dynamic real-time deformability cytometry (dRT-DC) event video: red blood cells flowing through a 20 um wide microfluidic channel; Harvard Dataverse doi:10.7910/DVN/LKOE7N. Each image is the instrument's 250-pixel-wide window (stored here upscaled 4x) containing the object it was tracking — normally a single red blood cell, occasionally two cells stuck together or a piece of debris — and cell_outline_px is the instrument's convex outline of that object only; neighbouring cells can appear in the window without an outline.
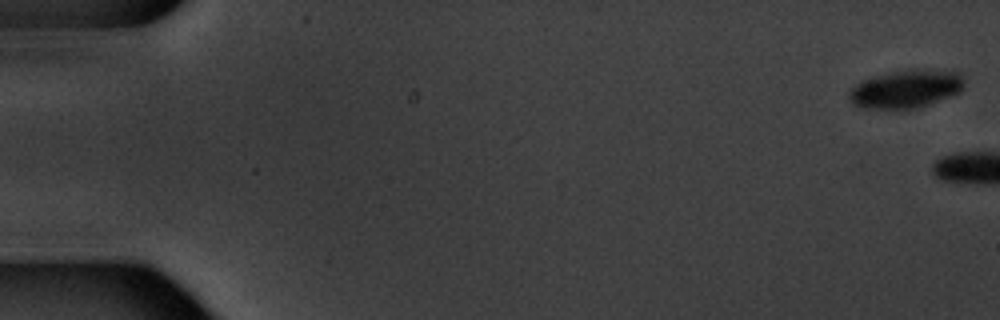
{"species": "common noctule bat (a hibernating species)", "species_latin": "Nyctalus noctula", "temperature_condition": "warm", "stored_images_in_passage": 8, "segment_of_instrument_passage": [1, 2], "camera_frame_rate_fps": 3000, "um_per_image_px": 0.085, "animal": {"sex": "male", "body_mass_g": 20.1, "forearm_length_mm": 53.5}, "frame": {"image": 1, "passage_image": 1, "time_ms": 0.0, "image_size_px": [1000, 320], "cell_outline_px": [[964, 84], [960, 92], [916, 108], [864, 108], [852, 104], [848, 100], [848, 92], [860, 80], [888, 72], [908, 68], [928, 68], [960, 72], [964, 80]], "centroid_in_image_um": [76.99, 7.51], "position_along_channel_um": 8.0, "area_um2": 25.89}}
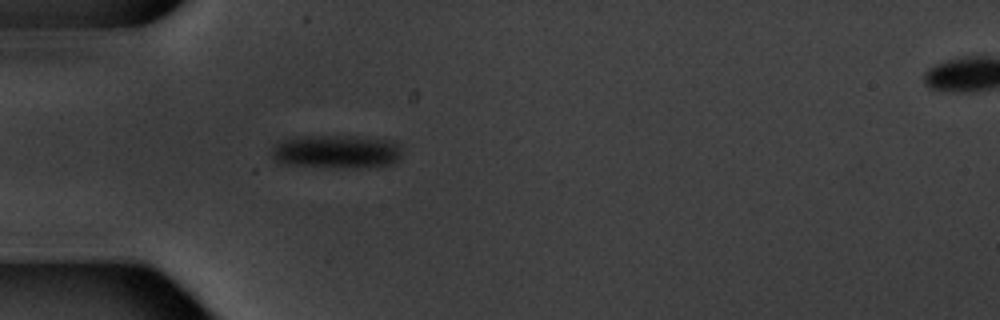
{"frame": {"image": 2, "passage_image": 7, "time_ms": 7.0, "image_size_px": [1000, 320], "cell_outline_px": [[400, 160], [392, 164], [356, 168], [344, 168], [280, 164], [272, 156], [272, 148], [276, 144], [284, 140], [300, 136], [356, 136], [392, 140], [400, 144]], "centroid_in_image_um": [28.63, 12.89], "position_along_channel_um": 56.4, "area_um2": 25.61}}